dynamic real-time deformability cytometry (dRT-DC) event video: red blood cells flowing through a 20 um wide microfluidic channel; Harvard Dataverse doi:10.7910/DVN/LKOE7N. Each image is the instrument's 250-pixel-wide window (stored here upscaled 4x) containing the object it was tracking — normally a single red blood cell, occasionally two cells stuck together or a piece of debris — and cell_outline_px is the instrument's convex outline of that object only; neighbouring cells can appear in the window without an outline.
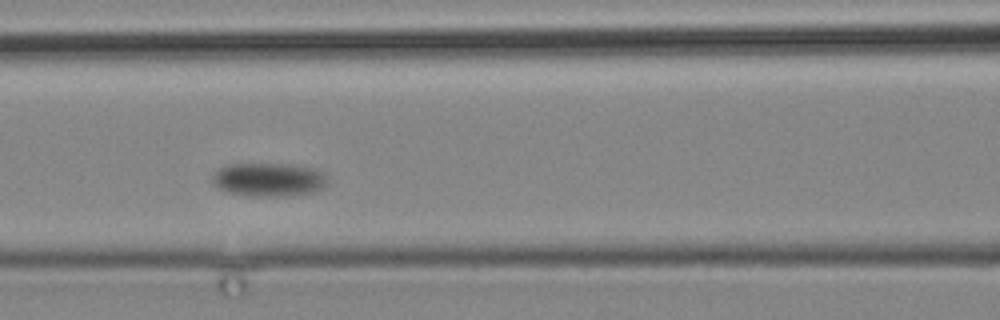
{"species": "common noctule bat (a hibernating species)", "species_latin": "Nyctalus noctula", "temperature_condition": "cold", "stored_images_in_passage": 5, "camera_frame_rate_fps": 3000, "um_per_image_px": 0.085, "animal": {"sex": "male", "body_mass_g": 19.2, "forearm_length_mm": 51.8}, "frame": {"image": 1, "passage_image": 4, "time_ms": 3.667, "image_size_px": [1000, 320], "cell_outline_px": [[328, 184], [324, 188], [316, 192], [280, 196], [248, 196], [228, 192], [216, 188], [212, 180], [212, 176], [220, 168], [228, 164], [296, 164], [312, 168], [320, 172], [328, 180]], "centroid_in_image_um": [22.85, 15.27], "position_along_channel_um": 143.8, "area_um2": 22.66}}